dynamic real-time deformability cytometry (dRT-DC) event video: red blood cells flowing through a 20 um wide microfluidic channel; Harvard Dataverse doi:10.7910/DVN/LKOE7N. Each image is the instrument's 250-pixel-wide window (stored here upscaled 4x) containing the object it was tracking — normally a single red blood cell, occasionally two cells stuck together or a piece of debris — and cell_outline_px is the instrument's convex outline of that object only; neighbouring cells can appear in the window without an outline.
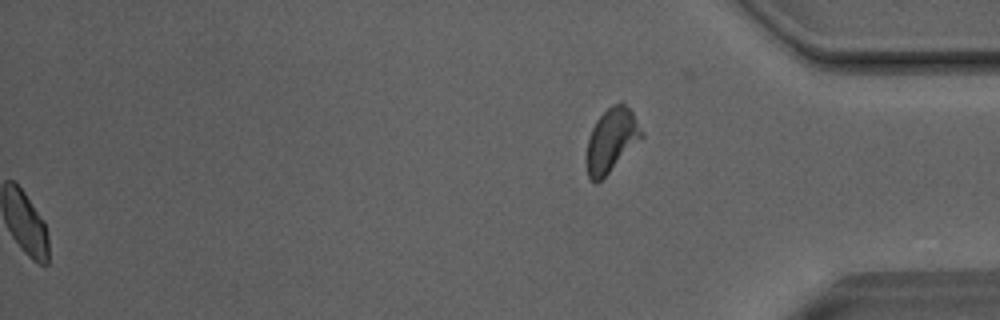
{"species": "Egyptian fruit bat (a non-hibernating species)", "species_latin": "Rousettus aegyptiacus", "temperature_condition": "room temperature", "stored_images_in_passage": 52, "segment_of_instrument_passage": [2, 2], "camera_frame_rate_fps": 3000, "um_per_image_px": 0.085, "animal": {"sex": "male"}, "frame": {"image": 1, "passage_image": 52, "time_ms": 17.0, "image_size_px": [1000, 320], "cell_outline_px": [[644, 136], [596, 184], [588, 176], [584, 160], [588, 140], [592, 128], [596, 120], [612, 104], [620, 100], [632, 112], [644, 132]], "centroid_in_image_um": [51.95, 11.9], "position_along_channel_um": 383.3, "area_um2": 20.35}}